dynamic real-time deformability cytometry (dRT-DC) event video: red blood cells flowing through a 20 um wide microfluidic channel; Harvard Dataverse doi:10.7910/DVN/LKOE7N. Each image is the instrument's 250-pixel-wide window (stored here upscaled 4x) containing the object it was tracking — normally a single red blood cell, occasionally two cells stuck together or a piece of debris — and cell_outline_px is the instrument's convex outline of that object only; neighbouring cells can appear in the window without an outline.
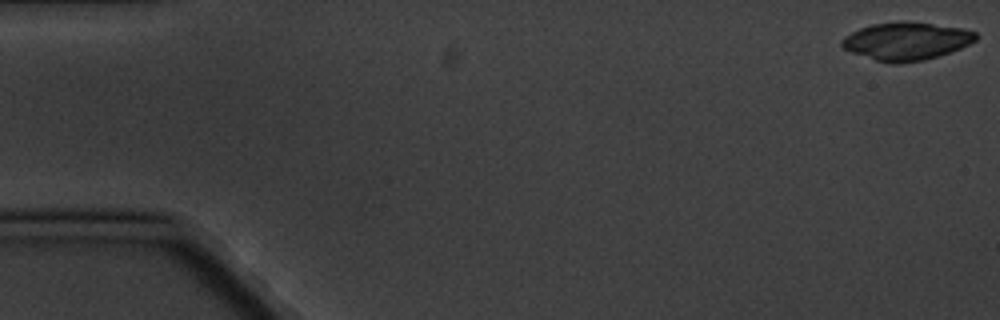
{"species": "common noctule bat (a hibernating species)", "species_latin": "Nyctalus noctula", "temperature_condition": "cold", "stored_images_in_passage": 5, "camera_frame_rate_fps": 3000, "um_per_image_px": 0.085, "animal": {"sex": "male", "body_mass_g": 20.1, "forearm_length_mm": 53.5}, "frame": {"image": 1, "passage_image": 1, "time_ms": 0.0, "image_size_px": [1000, 320], "cell_outline_px": [[976, 40], [960, 48], [924, 60], [900, 64], [892, 64], [876, 60], [852, 52], [844, 48], [840, 44], [840, 40], [844, 36], [860, 28], [872, 24], [932, 24], [964, 28], [976, 32]], "centroid_in_image_um": [77.02, 3.54], "position_along_channel_um": 8.0, "area_um2": 28.61}}